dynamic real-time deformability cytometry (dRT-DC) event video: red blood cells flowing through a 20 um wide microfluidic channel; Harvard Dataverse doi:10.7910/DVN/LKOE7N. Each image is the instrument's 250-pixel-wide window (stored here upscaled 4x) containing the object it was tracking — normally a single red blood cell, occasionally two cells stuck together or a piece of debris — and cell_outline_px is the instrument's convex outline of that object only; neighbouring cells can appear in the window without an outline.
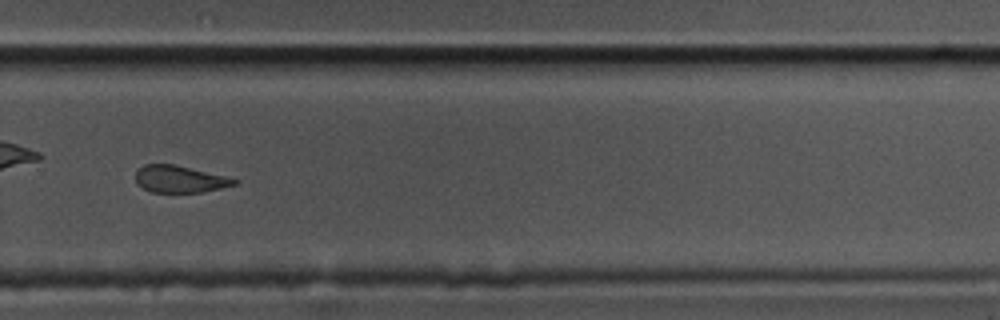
{"species": "common noctule bat (a hibernating species)", "species_latin": "Nyctalus noctula", "temperature_condition": "cold", "stored_images_in_passage": 13, "camera_frame_rate_fps": 3000, "um_per_image_px": 0.085, "animal": {"sex": "male", "body_mass_g": 17.5, "forearm_length_mm": 52.3}, "frame": {"image": 1, "passage_image": 11, "time_ms": 3.333, "image_size_px": [1000, 320], "cell_outline_px": [[240, 180], [236, 184], [220, 188], [200, 192], [152, 192], [136, 184], [136, 168], [144, 164], [172, 164], [224, 176]], "centroid_in_image_um": [15.22, 15.22], "position_along_channel_um": 314.6, "area_um2": 15.32}}